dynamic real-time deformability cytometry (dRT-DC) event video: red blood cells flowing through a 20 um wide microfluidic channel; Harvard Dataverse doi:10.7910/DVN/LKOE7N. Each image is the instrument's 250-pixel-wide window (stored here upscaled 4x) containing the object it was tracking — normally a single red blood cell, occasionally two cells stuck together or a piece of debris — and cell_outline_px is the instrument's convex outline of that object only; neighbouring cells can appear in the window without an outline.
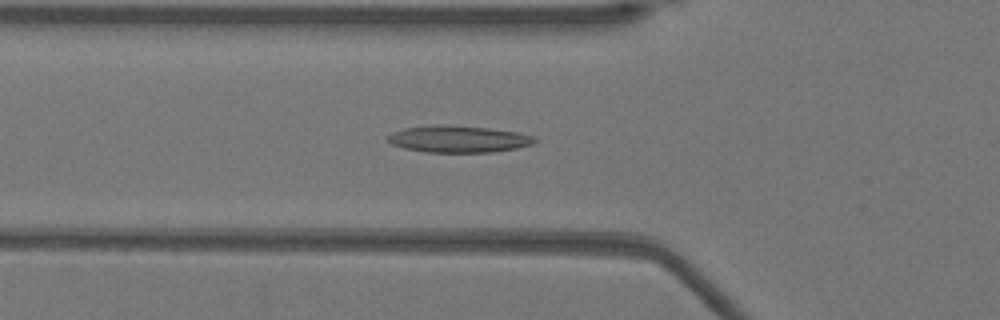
{"species": "Egyptian fruit bat (a non-hibernating species)", "species_latin": "Rousettus aegyptiacus", "temperature_condition": "warm", "stored_images_in_passage": 43, "camera_frame_rate_fps": 3000, "um_per_image_px": 0.085, "animal": {"sex": "female"}, "frame": {"image": 1, "passage_image": 17, "time_ms": 5.333, "image_size_px": [1000, 320], "cell_outline_px": [[540, 140], [532, 144], [516, 148], [492, 152], [424, 152], [404, 148], [392, 144], [388, 140], [388, 136], [392, 132], [404, 128], [440, 124], [444, 124], [488, 128], [516, 132], [532, 136]], "centroid_in_image_um": [38.96, 11.82], "position_along_channel_um": 86.8, "area_um2": 22.89}}
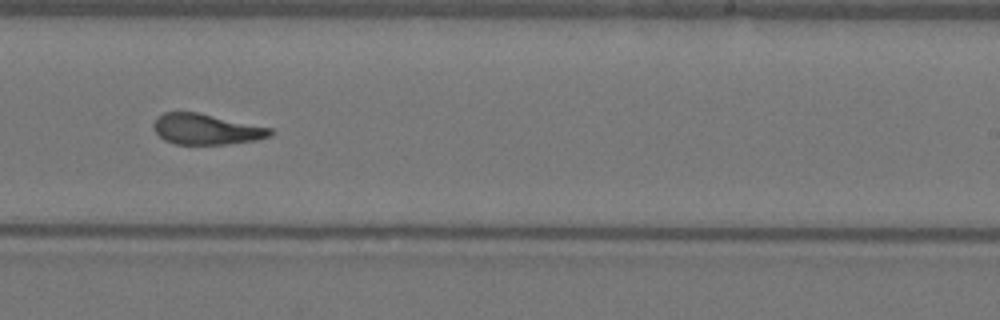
{"frame": {"image": 2, "passage_image": 31, "time_ms": 10.0, "image_size_px": [1000, 320], "cell_outline_px": [[272, 136], [256, 140], [228, 144], [176, 144], [164, 140], [152, 128], [152, 124], [156, 116], [164, 112], [196, 112], [272, 128]], "centroid_in_image_um": [17.5, 10.98], "position_along_channel_um": 271.5, "area_um2": 20.87}}
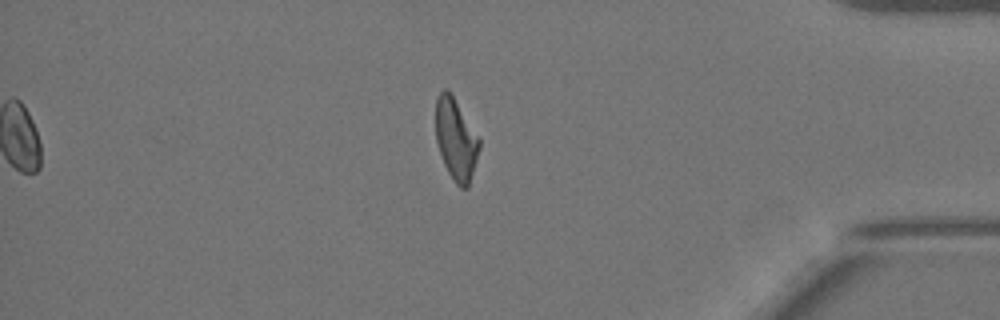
{"frame": {"image": 3, "passage_image": 43, "time_ms": 14.0, "image_size_px": [1000, 320], "cell_outline_px": [[480, 148], [468, 188], [460, 188], [456, 184], [448, 172], [444, 164], [436, 140], [436, 96], [444, 88], [448, 88], [480, 140]], "centroid_in_image_um": [38.74, 11.84], "position_along_channel_um": 396.5, "area_um2": 20.52}, "authors_computed_cell_mechanics": {"area_um2": 22.0218, "velocity_mm_per_s": 3.9444, "shape_relaxation_time_tau1_ms": 7.7022, "shape_relaxation_time_tau2_ms": 1.6096, "deformation_change_tau1": 0.2536, "deformation_change_tau2": 0.1105}}